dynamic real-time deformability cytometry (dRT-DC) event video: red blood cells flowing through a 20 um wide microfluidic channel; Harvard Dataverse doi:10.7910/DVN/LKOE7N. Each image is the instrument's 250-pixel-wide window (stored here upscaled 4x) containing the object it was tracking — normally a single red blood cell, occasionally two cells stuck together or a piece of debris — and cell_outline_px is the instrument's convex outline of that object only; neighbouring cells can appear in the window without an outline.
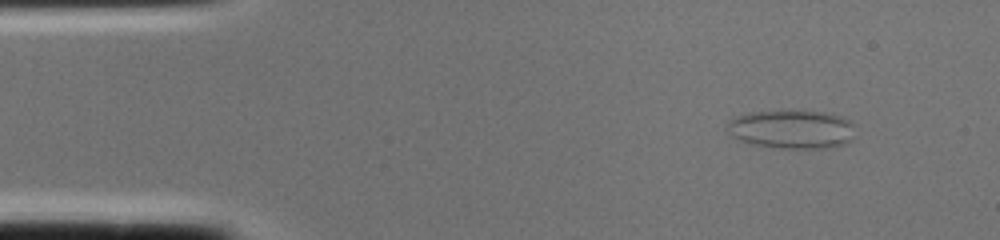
{"species": "common noctule bat (a hibernating species)", "species_latin": "Nyctalus noctula", "temperature_condition": "cold", "stored_images_in_passage": 1, "camera_frame_rate_fps": 3000, "um_per_image_px": 0.085, "animal": {"sex": "female", "body_mass_g": 22.0, "forearm_length_mm": 56.7}, "frame": {"image": 1, "passage_image": 1, "time_ms": 0.0, "image_size_px": [1000, 240], "cell_outline_px": [[852, 140], [844, 144], [832, 148], [776, 148], [752, 144], [740, 140], [732, 136], [724, 128], [728, 120], [744, 112], [824, 112], [840, 116], [852, 120]], "centroid_in_image_um": [67.26, 11.0], "position_along_channel_um": 17.7, "area_um2": 28.84}}